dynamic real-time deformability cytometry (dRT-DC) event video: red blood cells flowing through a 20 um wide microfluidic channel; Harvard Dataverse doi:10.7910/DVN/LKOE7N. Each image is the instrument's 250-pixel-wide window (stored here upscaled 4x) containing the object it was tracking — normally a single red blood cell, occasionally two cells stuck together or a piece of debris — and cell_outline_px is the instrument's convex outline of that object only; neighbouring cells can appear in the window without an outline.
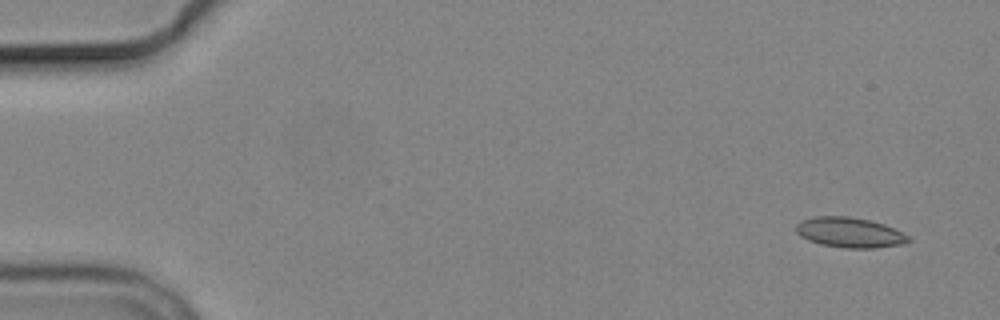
{"species": "common noctule bat (a hibernating species)", "species_latin": "Nyctalus noctula", "temperature_condition": "cold", "stored_images_in_passage": 5, "camera_frame_rate_fps": 3000, "um_per_image_px": 0.085, "animal": {"sex": "male", "body_mass_g": 19.2, "forearm_length_mm": 51.8}, "frame": {"image": 1, "passage_image": 1, "time_ms": 0.0, "image_size_px": [1000, 320], "cell_outline_px": [[912, 240], [904, 244], [872, 248], [844, 248], [820, 244], [808, 240], [800, 236], [796, 232], [796, 224], [800, 220], [816, 216], [848, 216], [868, 220], [884, 224], [908, 236]], "centroid_in_image_um": [72.19, 19.76], "position_along_channel_um": 12.8, "area_um2": 19.71}}
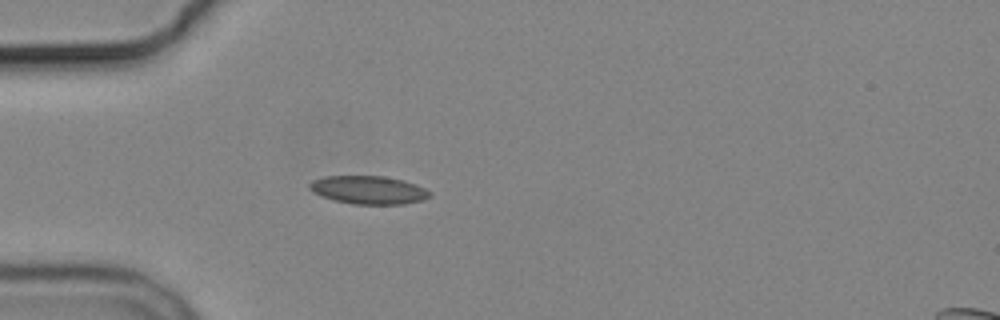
{"frame": {"image": 2, "passage_image": 5, "time_ms": 4.333, "image_size_px": [1000, 320], "cell_outline_px": [[432, 196], [424, 200], [404, 204], [352, 204], [332, 200], [320, 196], [312, 192], [308, 188], [308, 184], [312, 180], [324, 176], [384, 176], [404, 180], [424, 188], [432, 192]], "centroid_in_image_um": [31.31, 16.15], "position_along_channel_um": 53.7, "area_um2": 20.06}}